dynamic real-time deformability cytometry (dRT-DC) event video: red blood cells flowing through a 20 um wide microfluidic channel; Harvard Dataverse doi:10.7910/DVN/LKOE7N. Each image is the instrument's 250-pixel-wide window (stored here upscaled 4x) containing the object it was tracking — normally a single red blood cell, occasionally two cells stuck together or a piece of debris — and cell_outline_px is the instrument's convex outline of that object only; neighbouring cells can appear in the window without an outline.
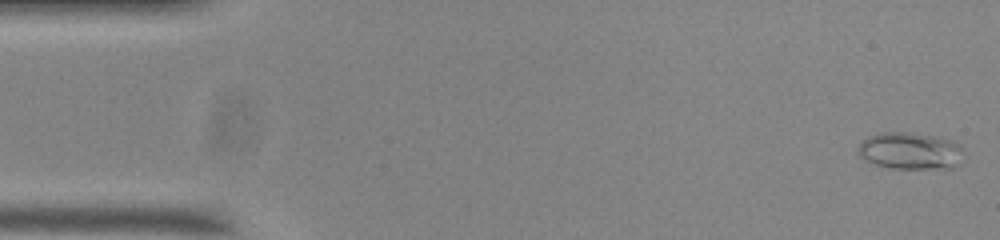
{"species": "common noctule bat (a hibernating species)", "species_latin": "Nyctalus noctula", "temperature_condition": "room temperature", "stored_images_in_passage": 54, "camera_frame_rate_fps": 3000, "um_per_image_px": 0.085, "animal": {"sex": "male", "body_mass_g": 20.0, "forearm_length_mm": 53.3}, "frame": {"image": 1, "passage_image": 1, "time_ms": 0.0, "image_size_px": [1000, 240], "cell_outline_px": [[960, 164], [952, 168], [892, 168], [876, 164], [864, 160], [856, 152], [856, 148], [868, 136], [880, 132], [908, 132], [932, 136], [952, 140], [960, 144]], "centroid_in_image_um": [77.32, 12.82], "position_along_channel_um": 7.7, "area_um2": 22.66}}
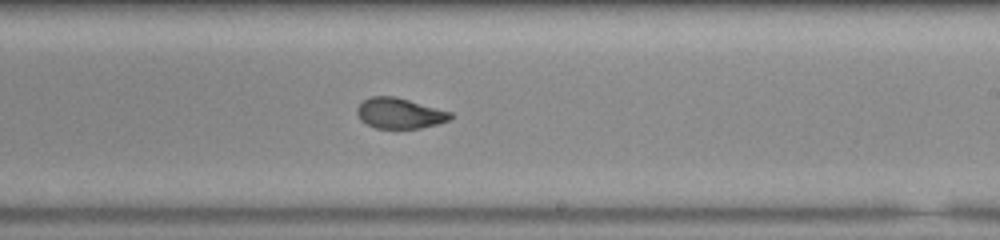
{"frame": {"image": 2, "passage_image": 31, "time_ms": 10.0, "image_size_px": [1000, 240], "cell_outline_px": [[452, 116], [448, 120], [436, 124], [420, 128], [376, 128], [360, 120], [356, 112], [356, 108], [364, 100], [372, 96], [396, 96], [452, 112]], "centroid_in_image_um": [33.95, 9.62], "position_along_channel_um": 255.0, "area_um2": 16.53}}
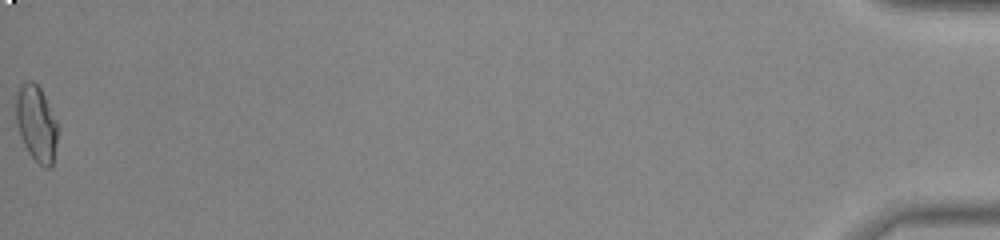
{"frame": {"image": 3, "passage_image": 54, "time_ms": 17.667, "image_size_px": [1000, 240], "cell_outline_px": [[56, 144], [52, 168], [44, 168], [28, 152], [24, 144], [16, 120], [16, 96], [20, 84], [28, 80], [32, 80], [40, 88], [56, 120]], "centroid_in_image_um": [3.08, 10.49], "position_along_channel_um": 432.1, "area_um2": 18.09}, "authors_computed_cell_mechanics": {"area_um2": 17.6001, "velocity_mm_per_s": 3.7328, "shape_relaxation_time_tau1_ms": 6.4989, "shape_relaxation_time_tau2_ms": 1.2366, "deformation_change_tau1": 0.1978, "deformation_change_tau2": 0.0717}}